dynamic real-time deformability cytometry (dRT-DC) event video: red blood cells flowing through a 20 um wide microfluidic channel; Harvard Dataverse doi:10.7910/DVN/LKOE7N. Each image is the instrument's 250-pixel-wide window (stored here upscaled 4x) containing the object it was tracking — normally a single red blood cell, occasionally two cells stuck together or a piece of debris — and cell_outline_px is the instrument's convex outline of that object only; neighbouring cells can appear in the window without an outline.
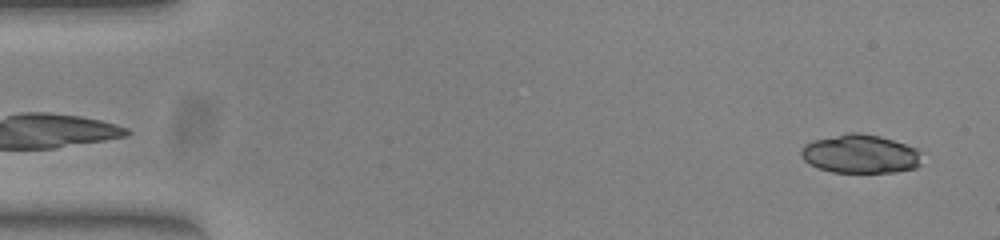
{"species": "common noctule bat (a hibernating species)", "species_latin": "Nyctalus noctula", "temperature_condition": "warm", "stored_images_in_passage": 48, "camera_frame_rate_fps": 3000, "um_per_image_px": 0.085, "animal": {"sex": "female", "body_mass_g": 23.0, "forearm_length_mm": 53.4}, "frame": {"image": 1, "passage_image": 2, "time_ms": 0.333, "image_size_px": [1000, 240], "cell_outline_px": [[920, 164], [916, 168], [896, 172], [832, 172], [808, 164], [800, 156], [800, 148], [804, 144], [812, 140], [848, 132], [860, 132], [880, 136], [916, 148], [920, 152]], "centroid_in_image_um": [73.08, 13.08], "position_along_channel_um": 11.9, "area_um2": 27.4}}